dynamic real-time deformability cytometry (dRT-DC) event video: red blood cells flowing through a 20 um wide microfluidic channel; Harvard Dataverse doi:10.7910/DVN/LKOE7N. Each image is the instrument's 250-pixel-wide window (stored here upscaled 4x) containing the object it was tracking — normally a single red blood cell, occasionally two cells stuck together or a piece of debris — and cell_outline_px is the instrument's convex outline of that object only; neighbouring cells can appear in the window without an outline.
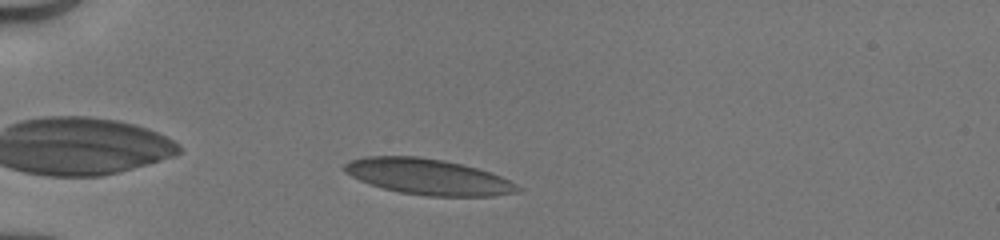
{"species": "human", "species_latin": "Homo sapiens", "temperature_condition": "cold", "stored_images_in_passage": 35, "camera_frame_rate_fps": 3000, "um_per_image_px": 0.085, "donor": {"sex": "male"}, "frame": {"image": 1, "passage_image": 3, "time_ms": 0.667, "image_size_px": [1000, 240], "cell_outline_px": [[524, 188], [516, 192], [492, 196], [428, 196], [400, 192], [384, 188], [360, 180], [344, 172], [344, 164], [352, 160], [364, 156], [416, 156], [444, 160], [476, 168], [500, 176]], "centroid_in_image_um": [36.39, 15.02], "position_along_channel_um": 48.6, "area_um2": 35.78}}
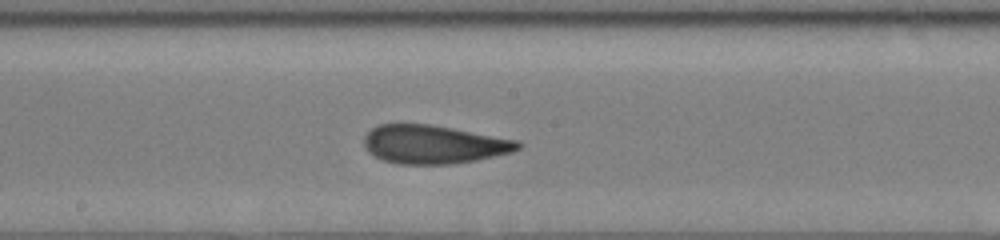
{"frame": {"image": 2, "passage_image": 17, "time_ms": 5.333, "image_size_px": [1000, 240], "cell_outline_px": [[524, 144], [520, 148], [512, 152], [476, 160], [448, 164], [400, 164], [384, 160], [368, 152], [364, 144], [364, 136], [372, 128], [380, 124], [428, 124], [452, 128], [520, 140]], "centroid_in_image_um": [36.89, 12.27], "position_along_channel_um": 211.3, "area_um2": 34.45}}
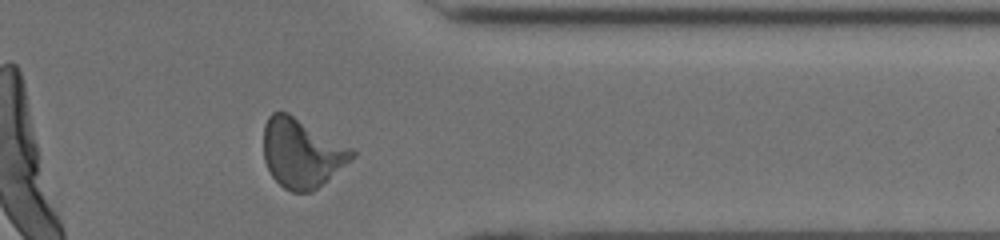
{"frame": {"image": 3, "passage_image": 30, "time_ms": 9.667, "image_size_px": [1000, 240], "cell_outline_px": [[356, 156], [312, 192], [292, 192], [284, 188], [272, 176], [264, 160], [264, 124], [268, 116], [272, 112], [288, 112], [352, 148], [356, 152]], "centroid_in_image_um": [25.64, 13.0], "position_along_channel_um": 385.8, "area_um2": 35.37}, "authors_computed_cell_mechanics": {"area_um2": 34.5644, "velocity_mm_per_s": 4.1369, "shape_relaxation_time_tau1_ms": 5.3421, "shape_relaxation_time_tau2_ms": 1.5618, "deformation_change_tau1": 0.1519, "deformation_change_tau2": 0.0814}}